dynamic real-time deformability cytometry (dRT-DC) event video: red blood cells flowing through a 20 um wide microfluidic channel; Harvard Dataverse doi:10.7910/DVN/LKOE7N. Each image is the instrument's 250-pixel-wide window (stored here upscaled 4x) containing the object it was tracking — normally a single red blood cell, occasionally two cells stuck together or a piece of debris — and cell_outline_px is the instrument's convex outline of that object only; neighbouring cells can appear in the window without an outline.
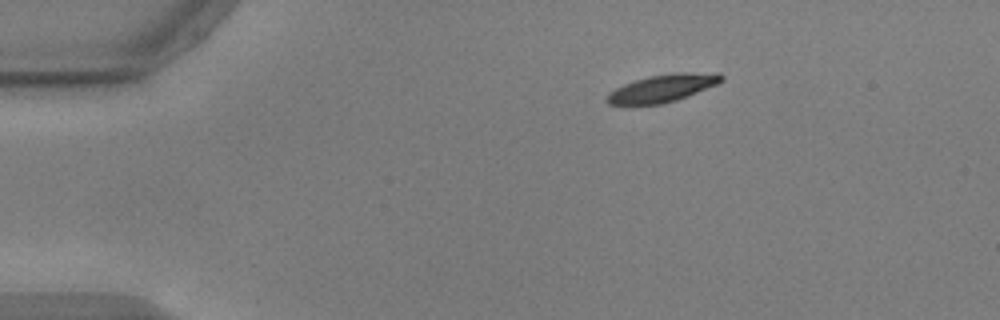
{"species": "common noctule bat (a hibernating species)", "species_latin": "Nyctalus noctula", "temperature_condition": "warm", "stored_images_in_passage": 46, "camera_frame_rate_fps": 3000, "um_per_image_px": 0.085, "animal": {"sex": "male", "body_mass_g": 17.9, "forearm_length_mm": 54.2}, "frame": {"image": 1, "passage_image": 1, "time_ms": 0.0, "image_size_px": [1000, 320], "cell_outline_px": [[724, 80], [716, 84], [688, 96], [676, 100], [660, 104], [632, 108], [624, 108], [608, 104], [604, 100], [608, 92], [624, 84], [648, 76], [672, 72], [720, 72], [724, 76]], "centroid_in_image_um": [56.22, 7.54], "position_along_channel_um": 28.8, "area_um2": 19.36}}
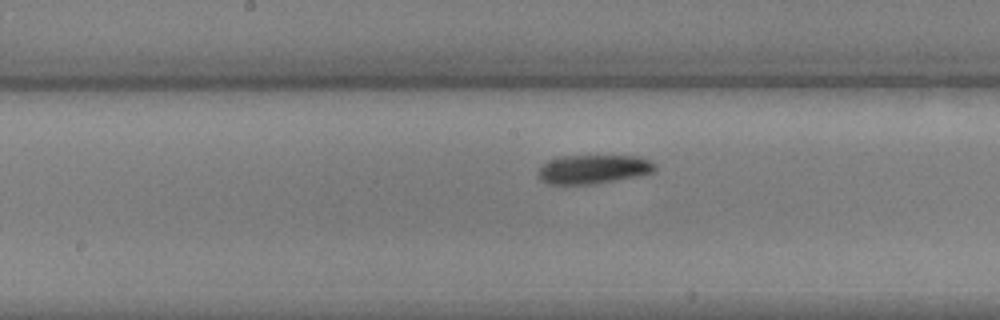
{"frame": {"image": 2, "passage_image": 20, "time_ms": 6.333, "image_size_px": [1000, 320], "cell_outline_px": [[656, 172], [640, 176], [592, 184], [548, 184], [540, 180], [536, 172], [548, 160], [564, 156], [640, 156], [656, 164]], "centroid_in_image_um": [50.46, 14.39], "position_along_channel_um": 197.7, "area_um2": 19.83}}
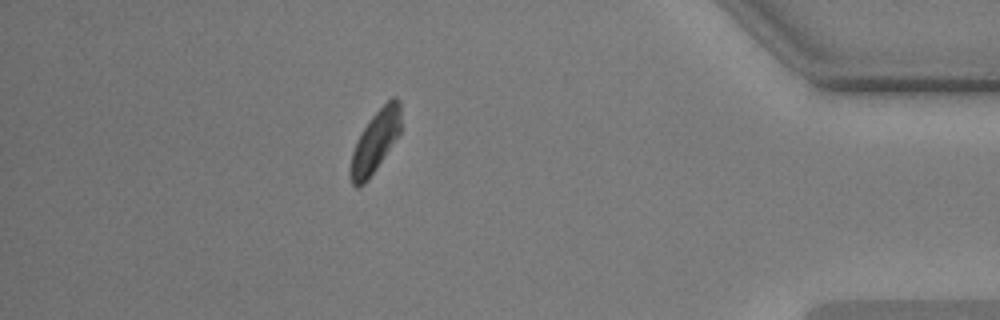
{"frame": {"image": 3, "passage_image": 40, "time_ms": 13.0, "image_size_px": [1000, 320], "cell_outline_px": [[400, 132], [368, 180], [364, 184], [356, 188], [352, 184], [348, 172], [352, 152], [356, 140], [360, 132], [368, 120], [392, 96], [396, 96], [400, 100]], "centroid_in_image_um": [31.85, 12.04], "position_along_channel_um": 403.3, "area_um2": 18.15}, "authors_computed_cell_mechanics": {"area_um2": 19.5364, "velocity_mm_per_s": 3.6872, "shape_relaxation_time_tau1_ms": 4.1013, "shape_relaxation_time_tau2_ms": 9.7615, "deformation_change_tau1": 0.1654, "deformation_change_tau2": 0.14}}